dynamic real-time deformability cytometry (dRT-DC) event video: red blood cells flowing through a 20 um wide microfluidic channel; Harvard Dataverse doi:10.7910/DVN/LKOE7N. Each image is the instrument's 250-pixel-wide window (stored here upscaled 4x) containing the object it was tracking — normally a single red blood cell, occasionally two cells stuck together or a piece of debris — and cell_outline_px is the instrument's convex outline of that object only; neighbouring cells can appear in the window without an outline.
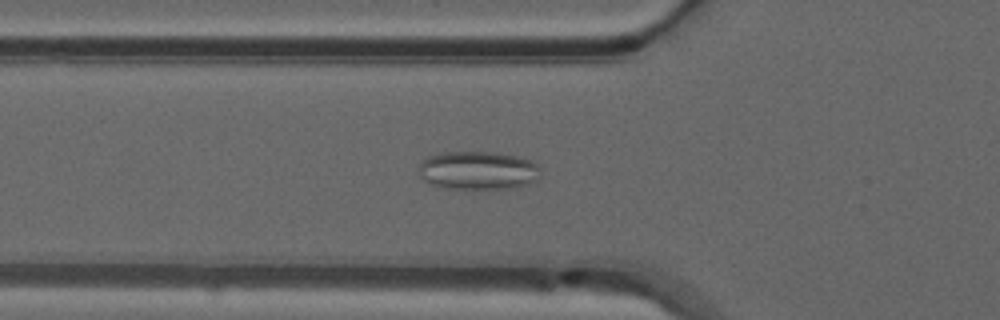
{"species": "common noctule bat (a hibernating species)", "species_latin": "Nyctalus noctula", "temperature_condition": "warm", "stored_images_in_passage": 51, "camera_frame_rate_fps": 3000, "um_per_image_px": 0.085, "animal": {"sex": "male", "forearm_length_mm": 52.5}, "frame": {"image": 1, "passage_image": 18, "time_ms": 5.667, "image_size_px": [1000, 320], "cell_outline_px": [[540, 176], [536, 180], [528, 184], [508, 188], [444, 188], [428, 184], [420, 176], [420, 164], [428, 156], [440, 152], [496, 152], [516, 156], [532, 160], [540, 168]], "centroid_in_image_um": [40.63, 14.48], "position_along_channel_um": 85.2, "area_um2": 27.28}}
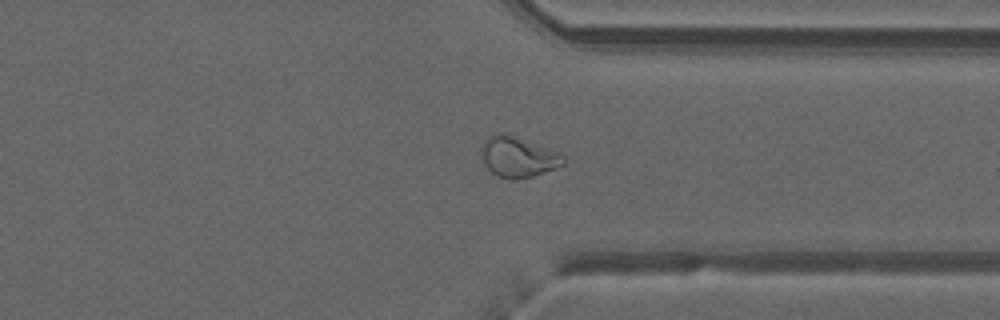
{"frame": {"image": 2, "passage_image": 39, "time_ms": 12.667, "image_size_px": [1000, 320], "cell_outline_px": [[568, 164], [532, 176], [516, 180], [508, 180], [496, 176], [484, 164], [480, 156], [480, 148], [484, 140], [488, 136], [496, 132], [508, 132], [560, 152], [568, 160]], "centroid_in_image_um": [44.04, 13.31], "position_along_channel_um": 367.4, "area_um2": 20.29}}
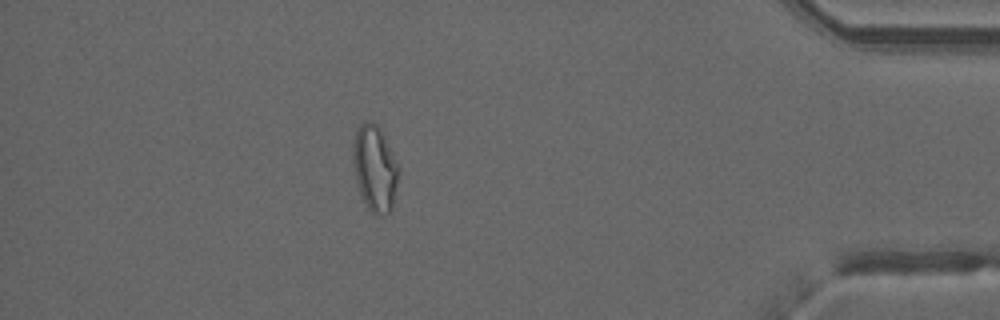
{"frame": {"image": 3, "passage_image": 45, "time_ms": 14.667, "image_size_px": [1000, 320], "cell_outline_px": [[400, 168], [392, 208], [384, 216], [372, 212], [368, 208], [356, 184], [352, 164], [352, 144], [356, 128], [364, 120], [372, 120], [380, 128]], "centroid_in_image_um": [31.83, 14.26], "position_along_channel_um": 403.4, "area_um2": 23.18}, "authors_computed_cell_mechanics": {"area_um2": 23.1778, "velocity_mm_per_s": 4.0281, "shape_relaxation_time_tau1_ms": null, "shape_relaxation_time_tau2_ms": 1.7503, "deformation_change_tau1": null, "deformation_change_tau2": 0.0691}}